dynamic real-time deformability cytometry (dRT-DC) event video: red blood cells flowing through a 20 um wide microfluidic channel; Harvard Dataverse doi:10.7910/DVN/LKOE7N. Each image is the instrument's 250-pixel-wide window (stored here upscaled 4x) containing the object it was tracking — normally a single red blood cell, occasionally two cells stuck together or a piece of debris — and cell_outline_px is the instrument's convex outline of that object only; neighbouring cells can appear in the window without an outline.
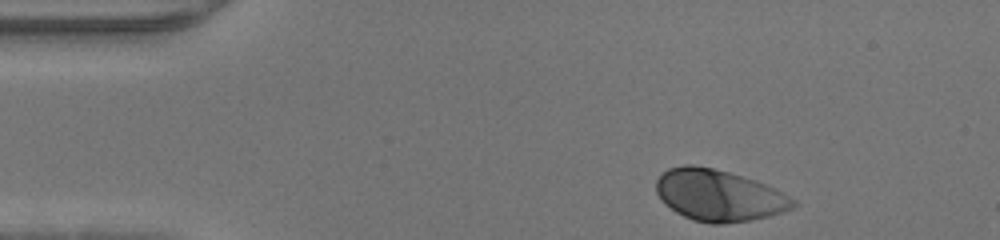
{"species": "human", "species_latin": "Homo sapiens", "temperature_condition": "warm", "stored_images_in_passage": 32, "camera_frame_rate_fps": 3000, "um_per_image_px": 0.085, "donor": {"sex": "male"}, "frame": {"image": 1, "passage_image": 1, "time_ms": 0.0, "image_size_px": [1000, 240], "cell_outline_px": [[800, 204], [792, 208], [768, 216], [752, 220], [724, 224], [712, 224], [692, 220], [676, 212], [664, 204], [660, 200], [656, 192], [656, 180], [668, 168], [684, 164], [692, 164], [712, 168], [728, 172], [764, 184], [796, 200]], "centroid_in_image_um": [61.06, 16.62], "position_along_channel_um": 23.9, "area_um2": 40.86}}
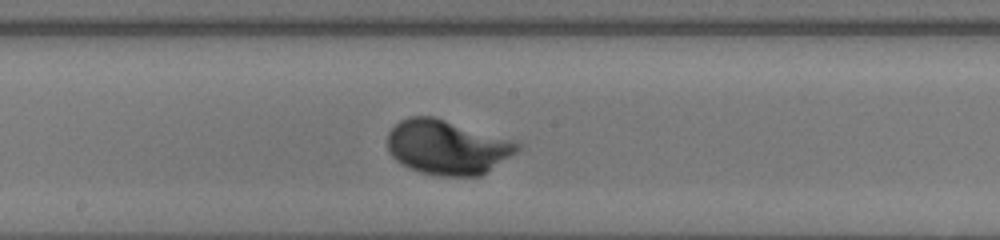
{"frame": {"image": 2, "passage_image": 19, "time_ms": 6.0, "image_size_px": [1000, 240], "cell_outline_px": [[524, 144], [516, 152], [480, 176], [440, 176], [420, 172], [408, 168], [400, 164], [392, 156], [388, 148], [388, 132], [400, 120], [408, 116], [432, 116], [512, 140]], "centroid_in_image_um": [37.99, 12.52], "position_along_channel_um": 210.2, "area_um2": 41.04}}
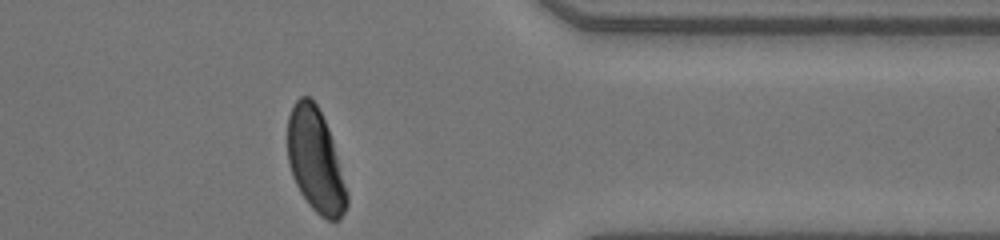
{"frame": {"image": 3, "passage_image": 32, "time_ms": 10.333, "image_size_px": [1000, 240], "cell_outline_px": [[348, 204], [340, 220], [328, 220], [320, 216], [312, 208], [300, 192], [292, 176], [288, 160], [288, 116], [296, 100], [300, 96], [308, 96], [316, 104], [328, 128], [332, 140], [348, 192]], "centroid_in_image_um": [26.82, 13.67], "position_along_channel_um": 384.6, "area_um2": 35.49}}